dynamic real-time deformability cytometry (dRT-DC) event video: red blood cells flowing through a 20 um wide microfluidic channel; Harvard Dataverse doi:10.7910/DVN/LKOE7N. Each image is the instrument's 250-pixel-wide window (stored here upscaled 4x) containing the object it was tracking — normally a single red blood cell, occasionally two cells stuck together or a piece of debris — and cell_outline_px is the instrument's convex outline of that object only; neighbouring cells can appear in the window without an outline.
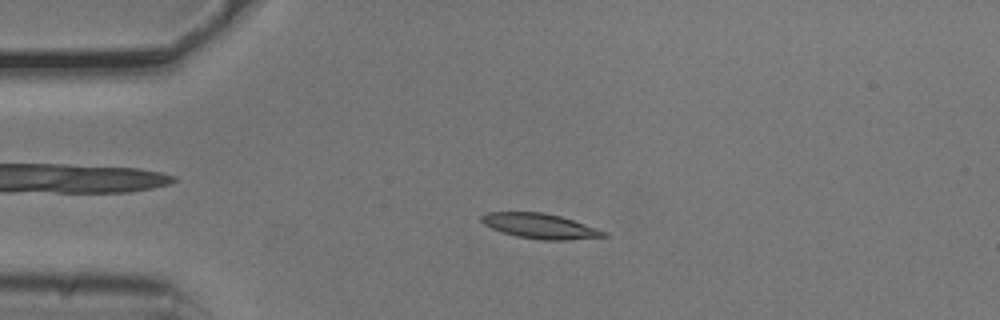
{"species": "common noctule bat (a hibernating species)", "species_latin": "Nyctalus noctula", "temperature_condition": "cold", "stored_images_in_passage": 53, "camera_frame_rate_fps": 3000, "um_per_image_px": 0.085, "animal": {"sex": "male", "body_mass_g": 20.5, "forearm_length_mm": 52.5}, "frame": {"image": 1, "passage_image": 12, "time_ms": 3.667, "image_size_px": [1000, 320], "cell_outline_px": [[608, 236], [568, 240], [540, 240], [516, 236], [492, 228], [484, 224], [480, 220], [480, 216], [488, 212], [544, 212], [560, 216], [608, 232]], "centroid_in_image_um": [45.9, 19.21], "position_along_channel_um": 39.1, "area_um2": 17.74}}
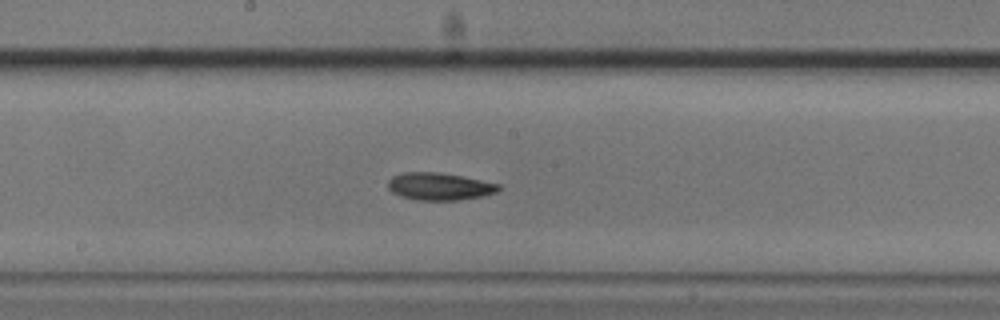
{"frame": {"image": 2, "passage_image": 28, "time_ms": 9.0, "image_size_px": [1000, 320], "cell_outline_px": [[504, 188], [496, 192], [484, 196], [456, 200], [416, 200], [400, 196], [392, 192], [388, 188], [388, 180], [392, 176], [404, 172], [440, 172], [500, 184]], "centroid_in_image_um": [37.36, 15.85], "position_along_channel_um": 210.8, "area_um2": 17.74}}
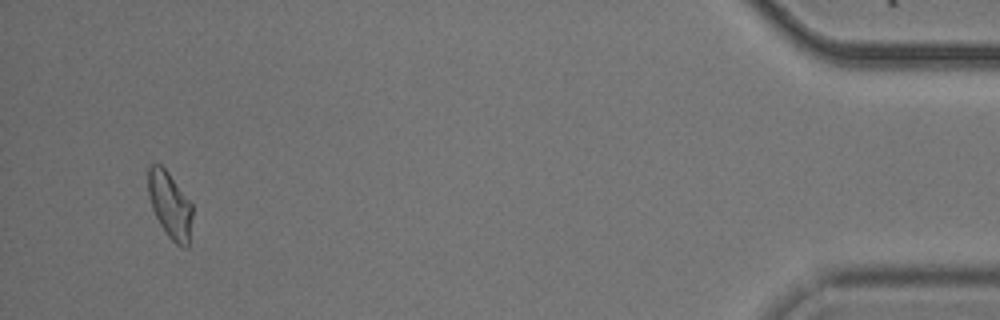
{"frame": {"image": 3, "passage_image": 51, "time_ms": 16.667, "image_size_px": [1000, 320], "cell_outline_px": [[192, 216], [188, 248], [180, 248], [168, 236], [160, 224], [152, 208], [148, 196], [148, 164], [160, 164], [168, 172], [192, 204]], "centroid_in_image_um": [14.44, 17.44], "position_along_channel_um": 420.8, "area_um2": 17.11}, "authors_computed_cell_mechanics": {"area_um2": 17.1666, "velocity_mm_per_s": 3.7505, "shape_relaxation_time_tau1_ms": 3.8603, "shape_relaxation_time_tau2_ms": 11.0434, "deformation_change_tau1": 0.115, "deformation_change_tau2": 0.1655}}